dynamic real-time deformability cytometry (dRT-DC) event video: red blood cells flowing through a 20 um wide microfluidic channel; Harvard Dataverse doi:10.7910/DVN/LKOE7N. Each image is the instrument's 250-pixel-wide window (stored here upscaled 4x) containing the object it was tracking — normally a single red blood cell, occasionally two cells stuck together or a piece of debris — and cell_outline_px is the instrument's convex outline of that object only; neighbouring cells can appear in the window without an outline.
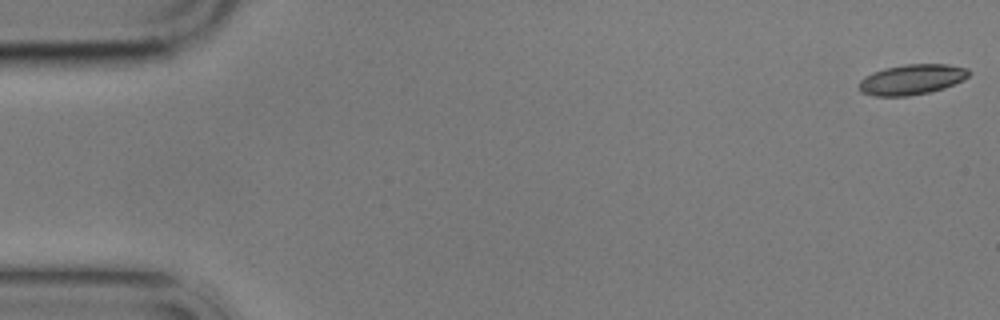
{"species": "common noctule bat (a hibernating species)", "species_latin": "Nyctalus noctula", "temperature_condition": "cold", "stored_images_in_passage": 12, "camera_frame_rate_fps": 3000, "um_per_image_px": 0.085, "animal": {"sex": "male", "body_mass_g": 17.9}, "frame": {"image": 1, "passage_image": 1, "time_ms": 0.0, "image_size_px": [1000, 320], "cell_outline_px": [[968, 76], [964, 80], [944, 88], [928, 92], [908, 96], [876, 96], [860, 92], [860, 80], [864, 76], [872, 72], [884, 68], [904, 64], [948, 64], [968, 68]], "centroid_in_image_um": [77.49, 6.75], "position_along_channel_um": 7.5, "area_um2": 19.42}}
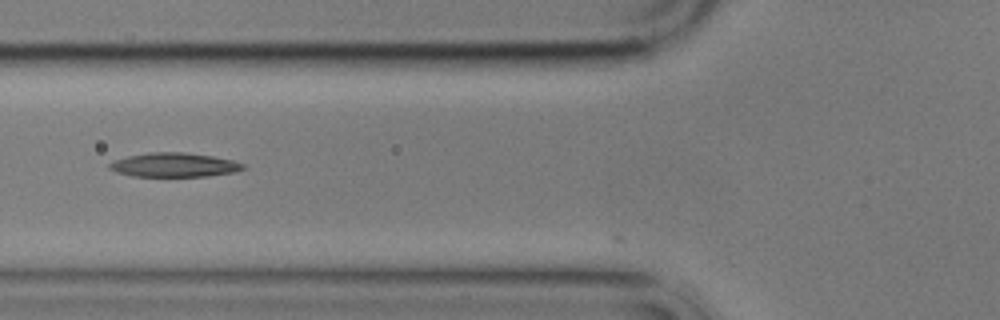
{"frame": {"image": 2, "passage_image": 7, "time_ms": 9.333, "image_size_px": [1000, 320], "cell_outline_px": [[244, 168], [236, 172], [208, 176], [132, 176], [116, 172], [108, 168], [108, 164], [112, 160], [128, 156], [148, 152], [184, 152], [212, 156], [232, 160], [244, 164]], "centroid_in_image_um": [14.77, 14.01], "position_along_channel_um": 111.0, "area_um2": 18.84}}
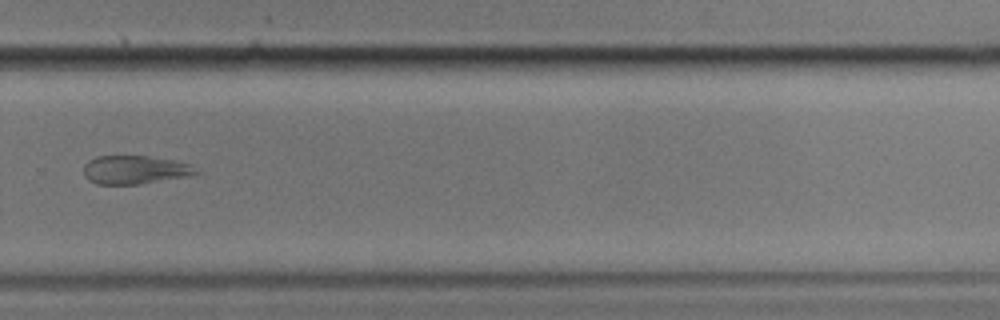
{"frame": {"image": 3, "passage_image": 12, "time_ms": 15.333, "image_size_px": [1000, 320], "cell_outline_px": [[200, 172], [184, 176], [140, 184], [96, 184], [88, 180], [84, 176], [84, 164], [88, 160], [96, 156], [148, 156], [172, 160], [192, 164]], "centroid_in_image_um": [11.42, 14.42], "position_along_channel_um": 318.4, "area_um2": 18.55}}